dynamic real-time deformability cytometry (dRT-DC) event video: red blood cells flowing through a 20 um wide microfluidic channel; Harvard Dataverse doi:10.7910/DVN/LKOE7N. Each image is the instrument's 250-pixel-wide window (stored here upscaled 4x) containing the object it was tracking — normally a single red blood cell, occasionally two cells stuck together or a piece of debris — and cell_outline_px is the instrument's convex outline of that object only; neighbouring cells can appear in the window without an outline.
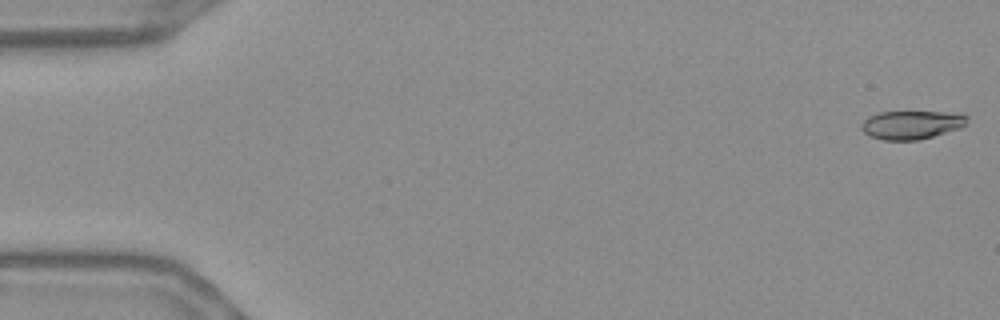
{"species": "Egyptian fruit bat (a non-hibernating species)", "species_latin": "Rousettus aegyptiacus", "temperature_condition": "warm", "stored_images_in_passage": 55, "camera_frame_rate_fps": 3000, "um_per_image_px": 0.085, "frame": {"image": 1, "passage_image": 1, "time_ms": 0.0, "image_size_px": [1000, 320], "cell_outline_px": [[968, 116], [964, 124], [960, 128], [920, 140], [884, 140], [868, 136], [860, 128], [860, 124], [868, 116], [880, 112], [944, 112]], "centroid_in_image_um": [77.4, 10.62], "position_along_channel_um": 7.6, "area_um2": 17.46}}
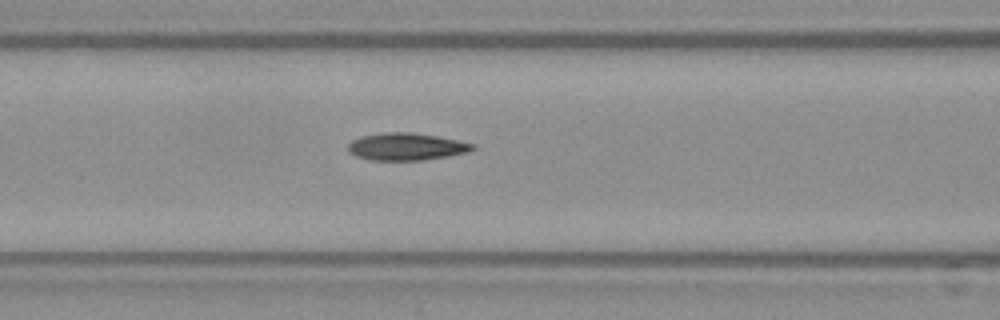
{"frame": {"image": 2, "passage_image": 23, "time_ms": 7.333, "image_size_px": [1000, 320], "cell_outline_px": [[476, 148], [468, 152], [448, 156], [420, 160], [368, 160], [356, 156], [348, 152], [348, 144], [352, 140], [360, 136], [384, 132], [408, 132], [436, 136], [476, 144]], "centroid_in_image_um": [34.51, 12.46], "position_along_channel_um": 132.1, "area_um2": 19.83}}
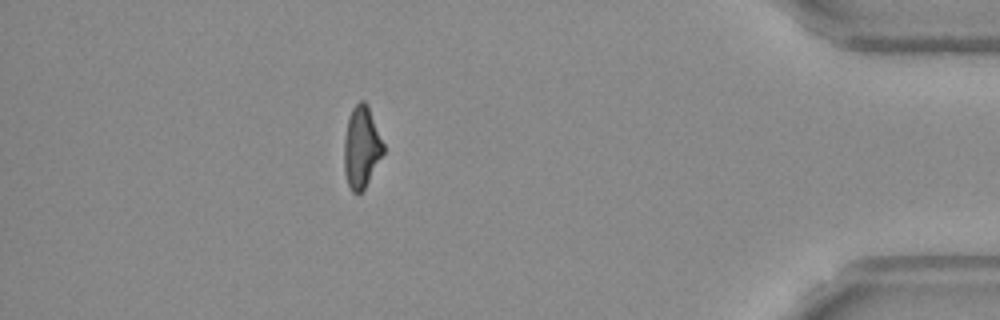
{"frame": {"image": 3, "passage_image": 49, "time_ms": 16.0, "image_size_px": [1000, 320], "cell_outline_px": [[384, 152], [364, 188], [356, 196], [352, 192], [348, 184], [344, 172], [344, 140], [348, 116], [352, 108], [360, 100], [364, 100], [368, 104], [384, 144]], "centroid_in_image_um": [30.71, 12.49], "position_along_channel_um": 404.5, "area_um2": 18.73}, "authors_computed_cell_mechanics": {"area_um2": 19.1318, "velocity_mm_per_s": 3.6909, "shape_relaxation_time_tau1_ms": 4.9111, "shape_relaxation_time_tau2_ms": 2.9984, "deformation_change_tau1": 0.1797, "deformation_change_tau2": 0.098}}